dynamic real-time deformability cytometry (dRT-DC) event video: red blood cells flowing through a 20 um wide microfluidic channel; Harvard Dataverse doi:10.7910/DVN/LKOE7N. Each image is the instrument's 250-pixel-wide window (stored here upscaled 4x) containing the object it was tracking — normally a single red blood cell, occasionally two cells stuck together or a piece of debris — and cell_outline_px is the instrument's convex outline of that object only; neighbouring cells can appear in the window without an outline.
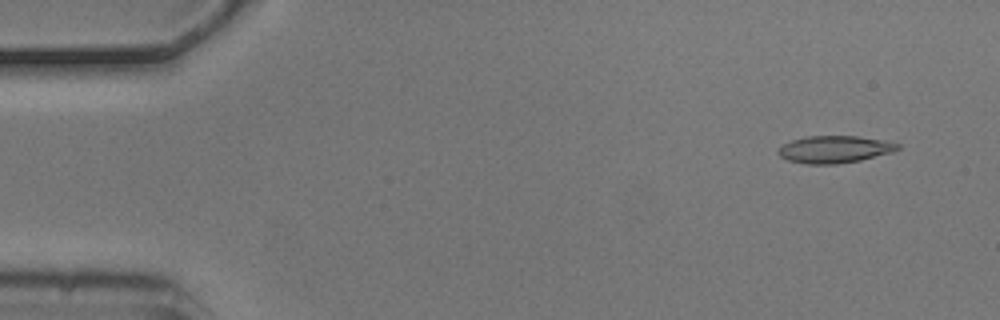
{"species": "common noctule bat (a hibernating species)", "species_latin": "Nyctalus noctula", "temperature_condition": "cold", "stored_images_in_passage": 4, "camera_frame_rate_fps": 3000, "um_per_image_px": 0.085, "animal": {"sex": "male", "body_mass_g": 20.5, "forearm_length_mm": 52.5}, "frame": {"image": 1, "passage_image": 1, "time_ms": 0.0, "image_size_px": [1000, 320], "cell_outline_px": [[900, 148], [892, 152], [860, 160], [836, 164], [808, 164], [788, 160], [780, 156], [776, 152], [784, 144], [792, 140], [808, 136], [856, 136], [884, 140], [900, 144]], "centroid_in_image_um": [70.94, 12.69], "position_along_channel_um": 14.1, "area_um2": 18.79}}
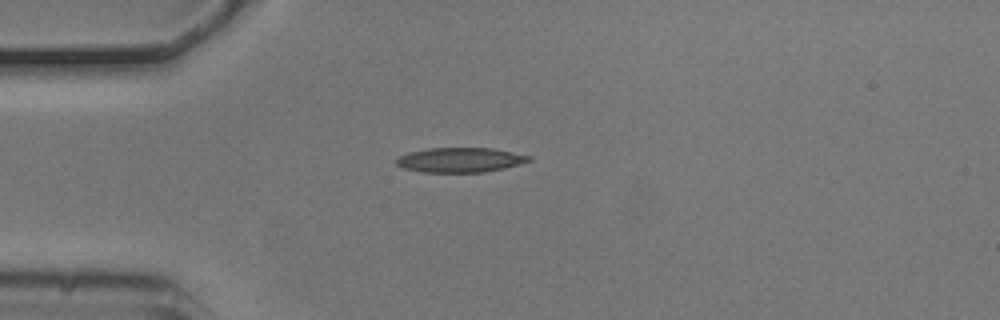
{"frame": {"image": 2, "passage_image": 4, "time_ms": 1.0, "image_size_px": [1000, 320], "cell_outline_px": [[532, 160], [504, 168], [484, 172], [424, 172], [404, 168], [396, 164], [396, 160], [400, 156], [408, 152], [428, 148], [492, 148], [532, 156]], "centroid_in_image_um": [39.12, 13.59], "position_along_channel_um": 45.9, "area_um2": 18.96}}